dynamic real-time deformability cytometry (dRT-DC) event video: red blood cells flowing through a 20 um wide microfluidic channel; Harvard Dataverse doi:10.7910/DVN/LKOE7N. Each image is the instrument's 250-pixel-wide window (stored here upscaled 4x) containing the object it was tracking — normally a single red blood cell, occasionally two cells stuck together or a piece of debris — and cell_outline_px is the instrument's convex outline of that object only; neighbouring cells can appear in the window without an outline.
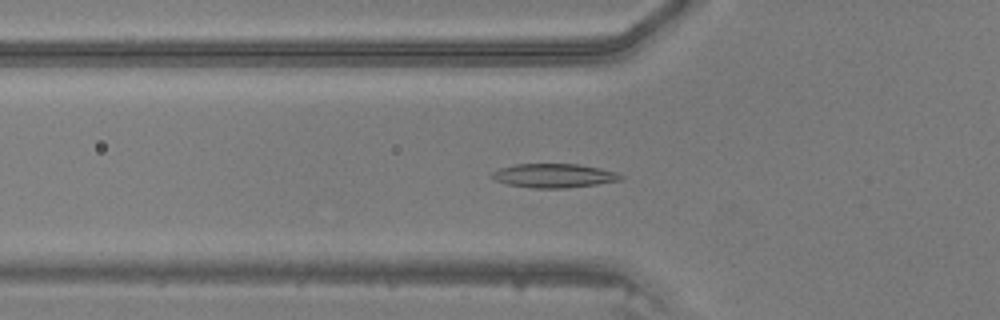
{"species": "common noctule bat (a hibernating species)", "species_latin": "Nyctalus noctula", "temperature_condition": "warm", "stored_images_in_passage": 37, "camera_frame_rate_fps": 3000, "um_per_image_px": 0.085, "animal": {"sex": "male", "body_mass_g": 20.5, "forearm_length_mm": 52.5}, "frame": {"image": 1, "passage_image": 7, "time_ms": 2.0, "image_size_px": [1000, 320], "cell_outline_px": [[624, 180], [596, 184], [564, 188], [532, 188], [508, 184], [496, 180], [488, 176], [492, 172], [500, 168], [516, 164], [576, 164], [600, 168], [616, 172], [624, 176]], "centroid_in_image_um": [47.09, 14.93], "position_along_channel_um": 78.7, "area_um2": 17.98}}
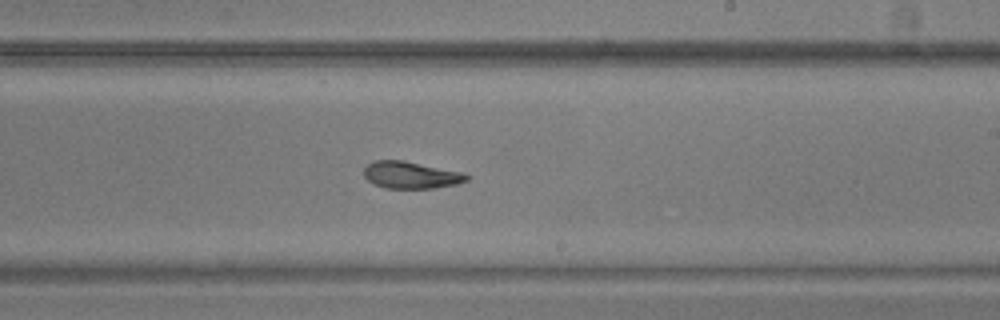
{"frame": {"image": 2, "passage_image": 19, "time_ms": 6.0, "image_size_px": [1000, 320], "cell_outline_px": [[468, 180], [456, 184], [432, 188], [388, 188], [372, 184], [364, 176], [364, 168], [372, 160], [404, 160], [464, 172], [468, 176]], "centroid_in_image_um": [34.91, 14.86], "position_along_channel_um": 254.1, "area_um2": 16.24}}
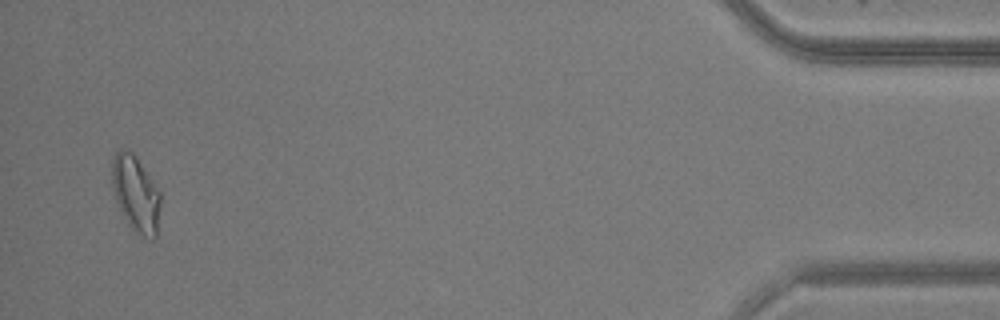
{"frame": {"image": 3, "passage_image": 36, "time_ms": 11.667, "image_size_px": [1000, 320], "cell_outline_px": [[160, 204], [156, 236], [152, 240], [132, 232], [116, 200], [112, 188], [112, 156], [120, 148], [124, 148], [132, 152], [152, 180], [160, 192]], "centroid_in_image_um": [11.52, 16.48], "position_along_channel_um": 423.7, "area_um2": 21.44}}